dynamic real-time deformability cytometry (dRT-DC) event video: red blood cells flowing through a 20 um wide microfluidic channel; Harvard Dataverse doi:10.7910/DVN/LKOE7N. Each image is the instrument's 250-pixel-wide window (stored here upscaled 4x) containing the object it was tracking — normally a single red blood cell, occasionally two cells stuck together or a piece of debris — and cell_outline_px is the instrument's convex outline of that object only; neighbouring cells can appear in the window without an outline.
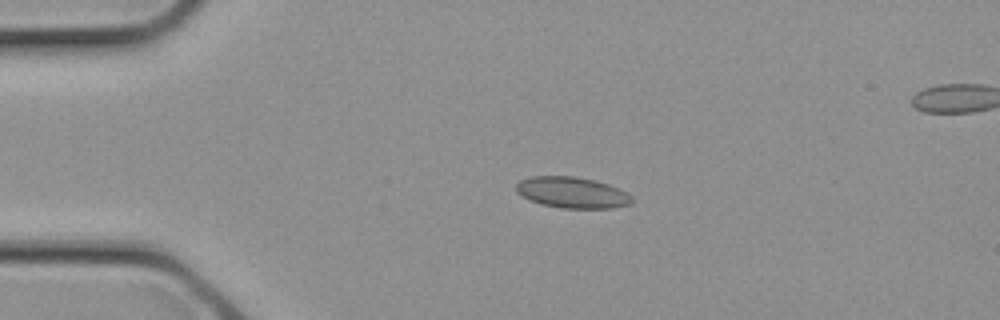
{"species": "common noctule bat (a hibernating species)", "species_latin": "Nyctalus noctula", "temperature_condition": "cold", "stored_images_in_passage": 3, "camera_frame_rate_fps": 3000, "um_per_image_px": 0.085, "animal": {"sex": "female", "body_mass_g": 21.9}, "frame": {"image": 1, "passage_image": 1, "time_ms": 0.0, "image_size_px": [1000, 320], "cell_outline_px": [[632, 204], [612, 208], [560, 208], [540, 204], [528, 200], [520, 196], [516, 192], [516, 184], [520, 180], [532, 176], [576, 176], [596, 180], [608, 184], [628, 192], [632, 196]], "centroid_in_image_um": [48.62, 16.36], "position_along_channel_um": 36.4, "area_um2": 21.33}}
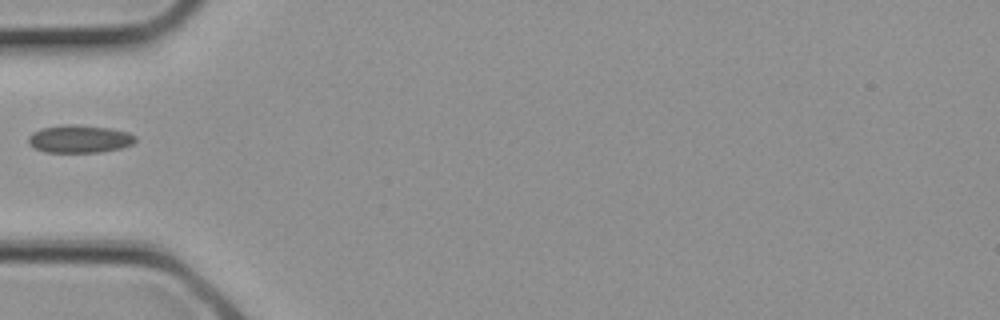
{"frame": {"image": 2, "passage_image": 3, "time_ms": 0.667, "image_size_px": [1000, 320], "cell_outline_px": [[136, 140], [132, 144], [120, 148], [100, 152], [44, 152], [28, 144], [28, 136], [32, 132], [40, 128], [64, 124], [76, 124], [108, 128], [128, 132], [136, 136]], "centroid_in_image_um": [6.72, 11.8], "position_along_channel_um": 78.3, "area_um2": 17.4}}